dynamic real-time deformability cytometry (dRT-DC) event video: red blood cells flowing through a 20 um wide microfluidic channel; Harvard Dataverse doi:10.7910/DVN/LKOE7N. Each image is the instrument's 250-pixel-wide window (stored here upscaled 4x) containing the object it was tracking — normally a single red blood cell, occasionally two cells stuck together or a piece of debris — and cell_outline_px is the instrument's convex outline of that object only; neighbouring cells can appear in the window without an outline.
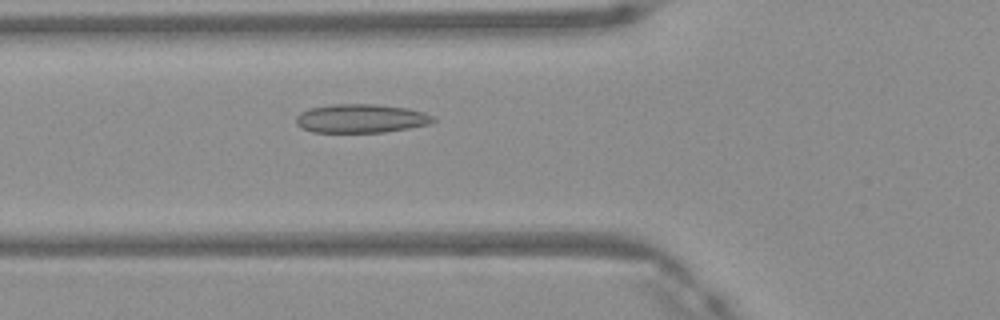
{"species": "Egyptian fruit bat (a non-hibernating species)", "species_latin": "Rousettus aegyptiacus", "temperature_condition": "warm", "stored_images_in_passage": 44, "camera_frame_rate_fps": 3000, "um_per_image_px": 0.085, "frame": {"image": 1, "passage_image": 13, "time_ms": 4.0, "image_size_px": [1000, 320], "cell_outline_px": [[436, 120], [428, 124], [408, 128], [384, 132], [312, 132], [300, 128], [296, 124], [296, 116], [300, 112], [308, 108], [332, 104], [376, 104], [408, 108], [424, 112], [432, 116]], "centroid_in_image_um": [30.64, 10.06], "position_along_channel_um": 95.2, "area_um2": 23.06}}
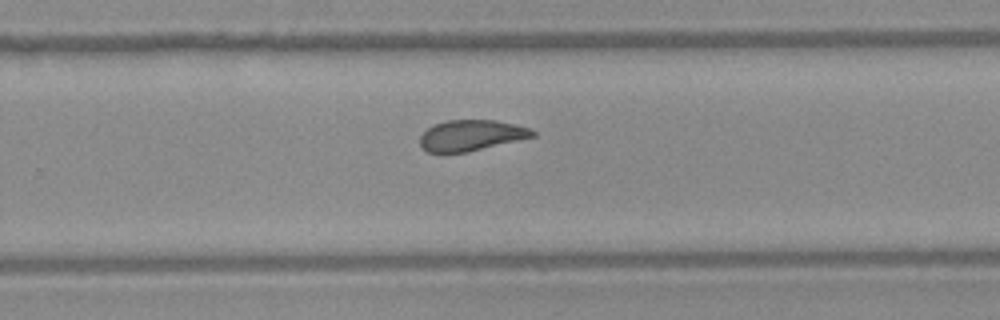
{"frame": {"image": 2, "passage_image": 27, "time_ms": 8.667, "image_size_px": [1000, 320], "cell_outline_px": [[536, 136], [468, 152], [428, 152], [420, 144], [420, 136], [428, 128], [436, 124], [448, 120], [496, 120], [528, 128], [536, 132]], "centroid_in_image_um": [40.06, 11.51], "position_along_channel_um": 289.7, "area_um2": 19.94}}
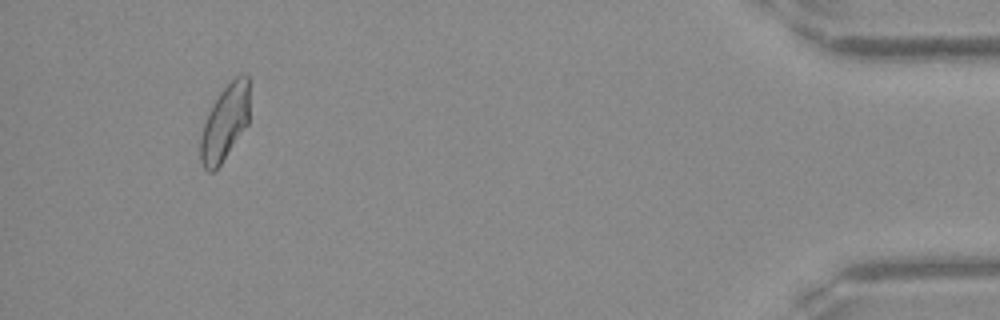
{"frame": {"image": 3, "passage_image": 41, "time_ms": 13.333, "image_size_px": [1000, 320], "cell_outline_px": [[248, 124], [220, 164], [212, 172], [208, 172], [204, 168], [200, 160], [200, 136], [204, 124], [212, 104], [220, 92], [236, 76], [248, 76]], "centroid_in_image_um": [19.09, 10.46], "position_along_channel_um": 416.1, "area_um2": 21.15}, "authors_computed_cell_mechanics": {"area_um2": 21.675, "velocity_mm_per_s": 4.165, "shape_relaxation_time_tau1_ms": 9.9265, "shape_relaxation_time_tau2_ms": 0.9875, "deformation_change_tau1": 0.2138, "deformation_change_tau2": 0.0596}}